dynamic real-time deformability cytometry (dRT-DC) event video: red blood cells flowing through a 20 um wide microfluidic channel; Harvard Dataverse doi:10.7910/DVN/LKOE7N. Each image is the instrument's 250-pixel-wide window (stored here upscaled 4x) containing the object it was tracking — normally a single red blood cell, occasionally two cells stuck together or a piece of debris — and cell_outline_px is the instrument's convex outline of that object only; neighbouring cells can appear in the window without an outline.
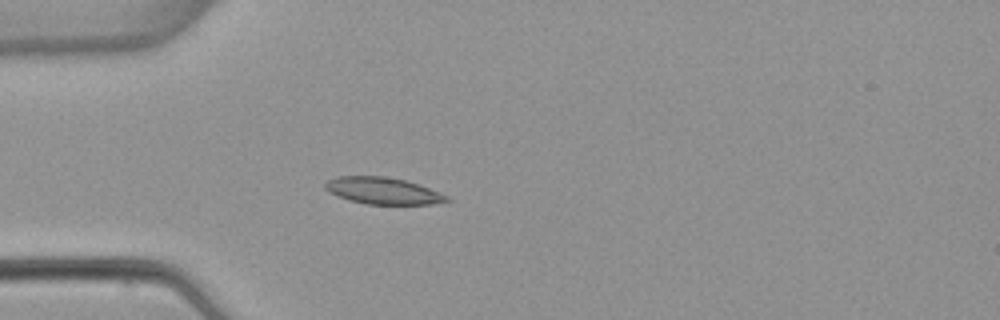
{"species": "common noctule bat (a hibernating species)", "species_latin": "Nyctalus noctula", "temperature_condition": "warm", "stored_images_in_passage": 4, "camera_frame_rate_fps": 3000, "um_per_image_px": 0.085, "animal": {"sex": "female", "body_mass_g": 22.7, "forearm_length_mm": 54.2}, "frame": {"image": 1, "passage_image": 4, "time_ms": 3.667, "image_size_px": [1000, 320], "cell_outline_px": [[452, 200], [432, 204], [364, 204], [336, 196], [328, 192], [324, 188], [324, 184], [328, 180], [336, 176], [384, 176], [404, 180], [420, 184], [440, 192], [448, 196]], "centroid_in_image_um": [32.54, 16.21], "position_along_channel_um": 52.5, "area_um2": 19.13}}